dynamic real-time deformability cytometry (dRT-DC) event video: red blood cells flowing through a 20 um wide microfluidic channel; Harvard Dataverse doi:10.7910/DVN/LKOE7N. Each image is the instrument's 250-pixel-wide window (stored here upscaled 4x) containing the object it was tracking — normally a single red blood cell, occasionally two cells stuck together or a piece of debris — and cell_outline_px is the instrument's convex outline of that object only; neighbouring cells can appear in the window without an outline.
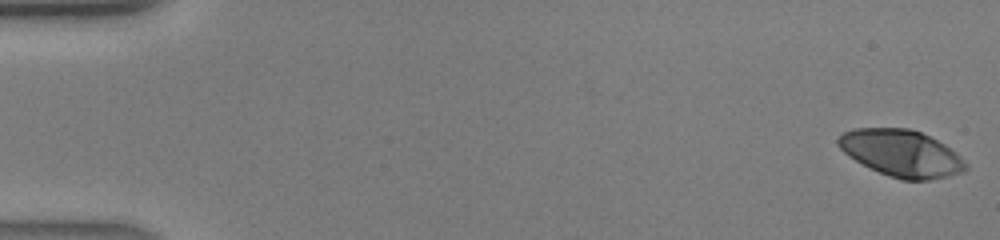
{"species": "human", "species_latin": "Homo sapiens", "temperature_condition": "warm", "stored_images_in_passage": 42, "segment_of_instrument_passage": [1, 2], "camera_frame_rate_fps": 3000, "um_per_image_px": 0.085, "donor": {"sex": "male"}, "frame": {"image": 1, "passage_image": 1, "time_ms": 0.0, "image_size_px": [1000, 240], "cell_outline_px": [[968, 168], [964, 172], [948, 176], [928, 180], [904, 180], [888, 176], [848, 156], [836, 144], [836, 140], [844, 132], [856, 128], [908, 128], [920, 132], [944, 144], [956, 152], [968, 164]], "centroid_in_image_um": [76.64, 13.03], "position_along_channel_um": 8.4, "area_um2": 34.56}}
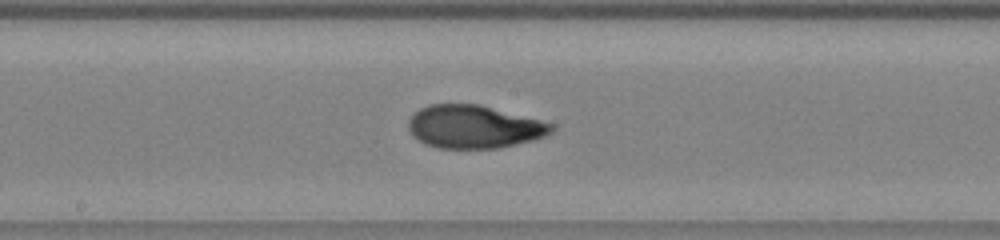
{"frame": {"image": 2, "passage_image": 22, "time_ms": 7.0, "image_size_px": [1000, 240], "cell_outline_px": [[556, 128], [552, 132], [544, 136], [532, 140], [500, 148], [436, 148], [424, 144], [408, 128], [408, 120], [420, 108], [428, 104], [480, 104], [556, 124]], "centroid_in_image_um": [40.32, 10.77], "position_along_channel_um": 207.9, "area_um2": 35.89}}
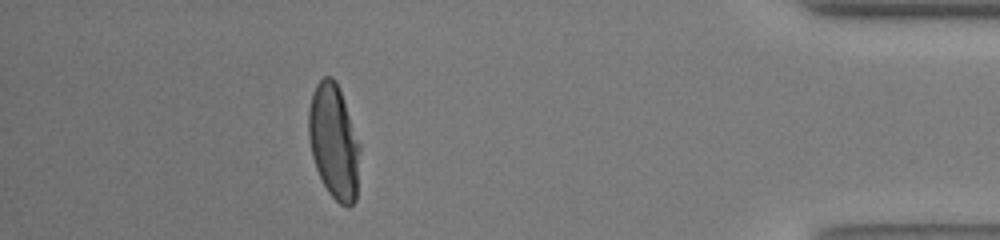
{"frame": {"image": 3, "passage_image": 37, "time_ms": 12.0, "image_size_px": [1000, 240], "cell_outline_px": [[360, 148], [356, 200], [348, 208], [340, 204], [328, 192], [316, 168], [312, 156], [308, 136], [308, 112], [312, 92], [316, 84], [324, 76], [332, 76], [336, 80], [360, 144]], "centroid_in_image_um": [28.37, 12.03], "position_along_channel_um": 406.8, "area_um2": 34.22}}